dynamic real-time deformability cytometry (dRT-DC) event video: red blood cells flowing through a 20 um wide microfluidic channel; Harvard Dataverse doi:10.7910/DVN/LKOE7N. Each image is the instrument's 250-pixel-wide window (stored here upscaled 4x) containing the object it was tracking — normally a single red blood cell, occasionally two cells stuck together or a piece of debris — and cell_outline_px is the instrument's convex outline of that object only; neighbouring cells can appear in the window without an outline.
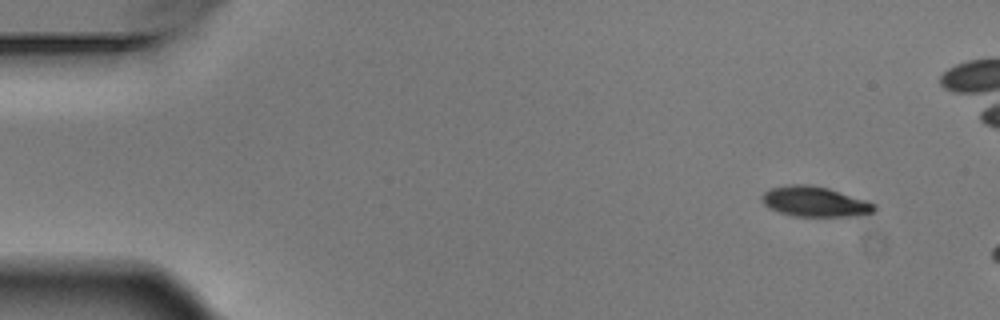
{"species": "Egyptian fruit bat (a non-hibernating species)", "species_latin": "Rousettus aegyptiacus", "temperature_condition": "warm", "stored_images_in_passage": 3, "camera_frame_rate_fps": 3000, "um_per_image_px": 0.085, "animal": {"sex": "male"}, "frame": {"image": 1, "passage_image": 1, "time_ms": 0.0, "image_size_px": [1000, 320], "cell_outline_px": [[876, 208], [872, 212], [860, 216], [792, 216], [768, 208], [760, 200], [760, 196], [768, 188], [792, 184], [808, 184], [828, 188], [876, 204]], "centroid_in_image_um": [69.2, 17.14], "position_along_channel_um": 15.8, "area_um2": 19.83}}